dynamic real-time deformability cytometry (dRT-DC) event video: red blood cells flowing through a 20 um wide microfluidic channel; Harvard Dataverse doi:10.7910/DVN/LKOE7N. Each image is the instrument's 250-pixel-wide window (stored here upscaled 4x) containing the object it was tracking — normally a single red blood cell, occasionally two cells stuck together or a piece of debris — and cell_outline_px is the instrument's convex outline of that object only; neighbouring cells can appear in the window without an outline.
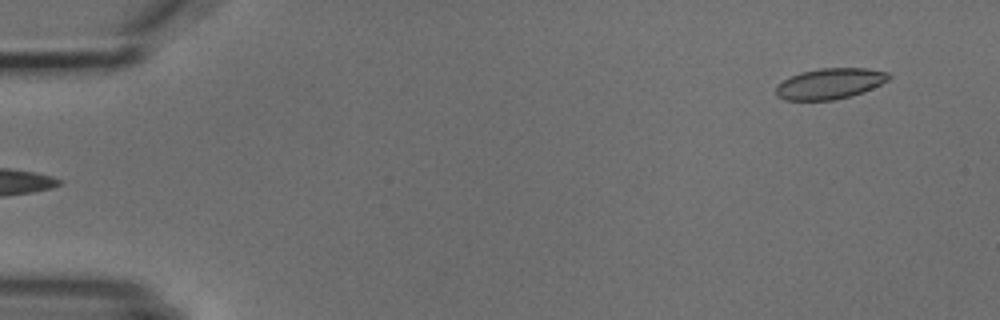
{"species": "common noctule bat (a hibernating species)", "species_latin": "Nyctalus noctula", "temperature_condition": "cold", "stored_images_in_passage": 6, "segment_of_instrument_passage": [2, 2], "camera_frame_rate_fps": 3000, "um_per_image_px": 0.085, "animal": {"sex": "male", "body_mass_g": 18.8}, "frame": {"image": 1, "passage_image": 6, "time_ms": 6.0, "image_size_px": [1000, 320], "cell_outline_px": [[892, 76], [888, 80], [864, 92], [852, 96], [832, 100], [784, 100], [776, 96], [776, 84], [788, 76], [800, 72], [820, 68], [868, 68], [888, 72]], "centroid_in_image_um": [70.51, 7.1], "position_along_channel_um": 14.5, "area_um2": 20.52}}